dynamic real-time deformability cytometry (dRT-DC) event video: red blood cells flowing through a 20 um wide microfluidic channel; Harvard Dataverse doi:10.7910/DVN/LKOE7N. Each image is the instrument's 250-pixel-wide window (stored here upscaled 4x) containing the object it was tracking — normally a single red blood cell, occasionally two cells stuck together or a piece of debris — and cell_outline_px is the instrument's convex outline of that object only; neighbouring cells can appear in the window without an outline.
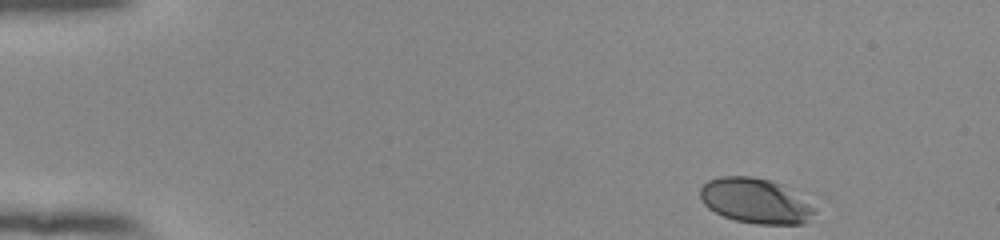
{"species": "human", "species_latin": "Homo sapiens", "temperature_condition": "room temperature", "stored_images_in_passage": 49, "camera_frame_rate_fps": 3000, "um_per_image_px": 0.085, "donor": {"sex": "female"}, "frame": {"image": 1, "passage_image": 1, "time_ms": 0.0, "image_size_px": [1000, 240], "cell_outline_px": [[816, 212], [804, 224], [756, 224], [736, 220], [724, 216], [708, 208], [700, 200], [700, 188], [708, 180], [720, 176], [752, 176], [772, 180], [780, 184], [816, 208]], "centroid_in_image_um": [64.18, 17.07], "position_along_channel_um": 20.8, "area_um2": 29.88}}
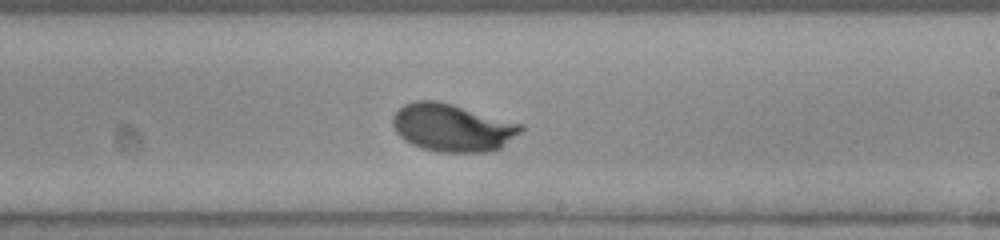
{"frame": {"image": 2, "passage_image": 28, "time_ms": 9.0, "image_size_px": [1000, 240], "cell_outline_px": [[524, 128], [520, 132], [496, 152], [436, 152], [420, 148], [404, 140], [396, 132], [392, 124], [392, 116], [404, 104], [416, 100], [436, 100], [452, 104], [524, 124]], "centroid_in_image_um": [38.45, 10.86], "position_along_channel_um": 250.5, "area_um2": 35.89}}
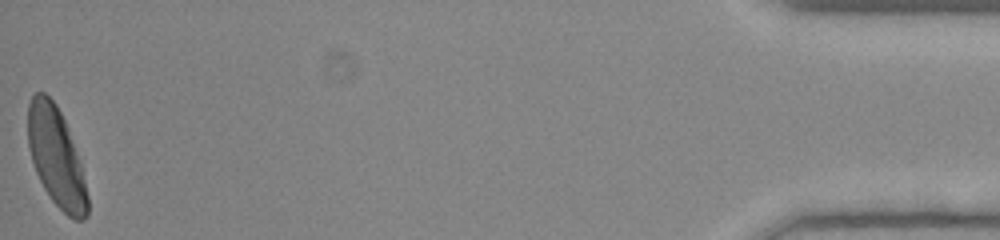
{"frame": {"image": 3, "passage_image": 49, "time_ms": 16.0, "image_size_px": [1000, 240], "cell_outline_px": [[88, 216], [84, 220], [76, 220], [68, 216], [52, 200], [44, 188], [36, 172], [32, 160], [28, 144], [28, 104], [32, 96], [36, 92], [44, 92], [56, 104], [68, 128], [80, 164], [88, 196]], "centroid_in_image_um": [4.77, 13.36], "position_along_channel_um": 430.4, "area_um2": 33.93}, "authors_computed_cell_mechanics": {"area_um2": 34.391, "velocity_mm_per_s": 3.8282, "shape_relaxation_time_tau1_ms": 2.251, "shape_relaxation_time_tau2_ms": null, "deformation_change_tau1": 0.1321, "deformation_change_tau2": null}}